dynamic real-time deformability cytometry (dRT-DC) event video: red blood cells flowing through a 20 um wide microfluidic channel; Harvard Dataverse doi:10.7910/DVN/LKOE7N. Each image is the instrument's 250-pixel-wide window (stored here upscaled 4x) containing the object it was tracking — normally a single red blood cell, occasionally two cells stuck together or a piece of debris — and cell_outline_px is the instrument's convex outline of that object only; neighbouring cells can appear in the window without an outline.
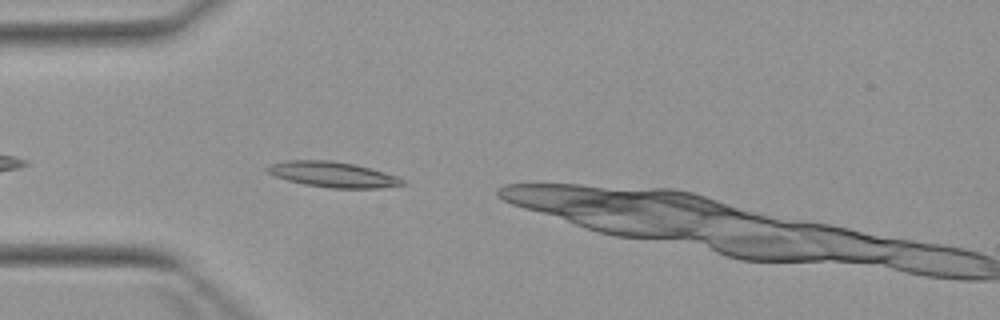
{"species": "Egyptian fruit bat (a non-hibernating species)", "species_latin": "Rousettus aegyptiacus", "temperature_condition": "warm", "stored_images_in_passage": 2, "camera_frame_rate_fps": 3000, "um_per_image_px": 0.085, "animal": {"sex": "female"}, "frame": {"image": 1, "passage_image": 2, "time_ms": 1.333, "image_size_px": [1000, 320], "cell_outline_px": [[408, 184], [380, 188], [328, 188], [304, 184], [288, 180], [276, 176], [268, 172], [264, 168], [268, 164], [284, 160], [332, 160], [352, 164], [384, 172], [396, 176], [404, 180]], "centroid_in_image_um": [28.26, 14.83], "position_along_channel_um": 56.7, "area_um2": 20.06}}